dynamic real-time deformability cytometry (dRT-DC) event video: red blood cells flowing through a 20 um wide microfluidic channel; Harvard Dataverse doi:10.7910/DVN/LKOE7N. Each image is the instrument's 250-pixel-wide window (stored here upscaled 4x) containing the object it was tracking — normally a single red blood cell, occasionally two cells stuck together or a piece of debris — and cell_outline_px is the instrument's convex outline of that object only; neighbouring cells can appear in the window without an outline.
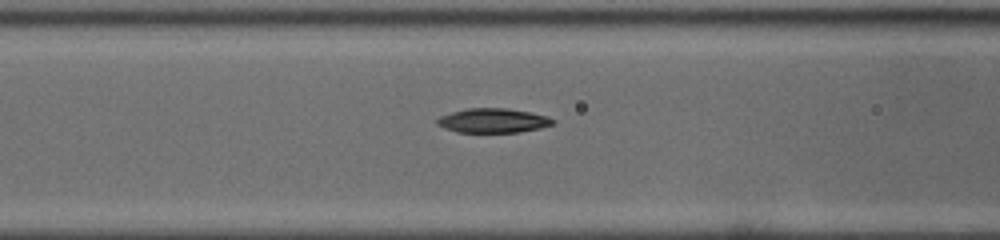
{"species": "common noctule bat (a hibernating species)", "species_latin": "Nyctalus noctula", "temperature_condition": "cold", "stored_images_in_passage": 7, "camera_frame_rate_fps": 3000, "um_per_image_px": 0.085, "animal": {"sex": "male", "body_mass_g": 19.0, "forearm_length_mm": 50.8}, "frame": {"image": 1, "passage_image": 5, "time_ms": 1.333, "image_size_px": [1000, 240], "cell_outline_px": [[556, 124], [540, 128], [520, 132], [456, 132], [444, 128], [436, 124], [436, 120], [440, 116], [452, 112], [468, 108], [508, 108], [548, 116], [556, 120]], "centroid_in_image_um": [41.93, 10.25], "position_along_channel_um": 124.7, "area_um2": 16.53}}